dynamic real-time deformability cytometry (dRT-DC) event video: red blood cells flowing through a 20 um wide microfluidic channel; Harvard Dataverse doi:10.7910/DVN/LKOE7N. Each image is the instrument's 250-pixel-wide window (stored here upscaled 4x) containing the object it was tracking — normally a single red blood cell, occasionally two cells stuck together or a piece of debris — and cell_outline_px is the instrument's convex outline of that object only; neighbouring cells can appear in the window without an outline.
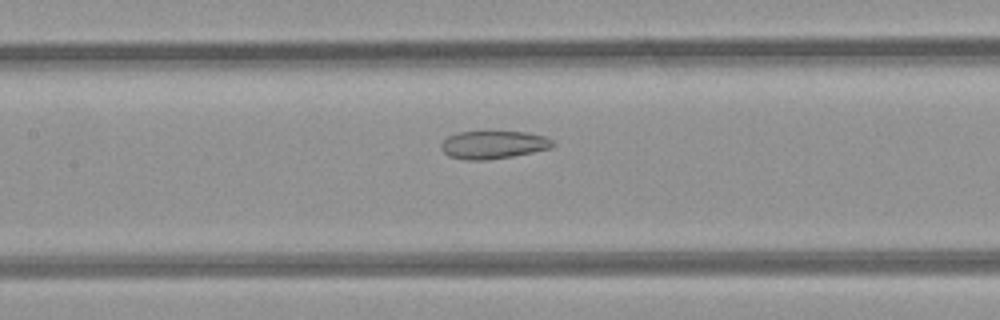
{"species": "common noctule bat (a hibernating species)", "species_latin": "Nyctalus noctula", "temperature_condition": "room temperature", "stored_images_in_passage": 28, "camera_frame_rate_fps": 3000, "um_per_image_px": 0.085, "animal": {"sex": "female", "body_mass_g": 21.9}, "frame": {"image": 1, "passage_image": 9, "time_ms": 2.667, "image_size_px": [1000, 320], "cell_outline_px": [[556, 144], [552, 148], [512, 156], [484, 160], [468, 160], [448, 156], [440, 148], [440, 144], [448, 136], [460, 132], [524, 132], [544, 136], [552, 140]], "centroid_in_image_um": [41.93, 12.31], "position_along_channel_um": 165.5, "area_um2": 18.03}}
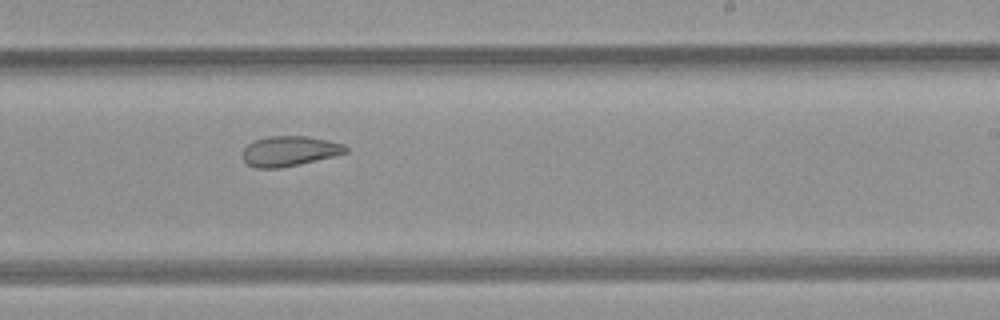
{"frame": {"image": 2, "passage_image": 16, "time_ms": 5.0, "image_size_px": [1000, 320], "cell_outline_px": [[348, 152], [300, 164], [280, 168], [256, 168], [248, 164], [240, 156], [244, 148], [248, 144], [256, 140], [268, 136], [304, 136], [344, 144], [348, 148]], "centroid_in_image_um": [24.56, 12.85], "position_along_channel_um": 264.4, "area_um2": 17.92}}
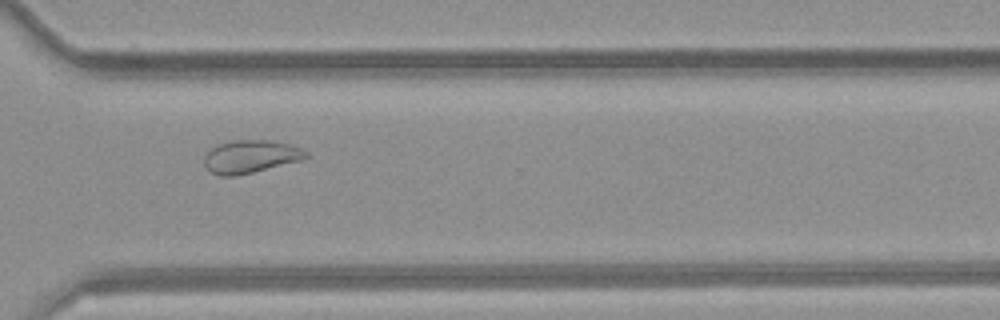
{"frame": {"image": 3, "passage_image": 22, "time_ms": 7.0, "image_size_px": [1000, 320], "cell_outline_px": [[308, 156], [300, 160], [236, 176], [220, 176], [208, 172], [204, 164], [204, 156], [216, 144], [232, 140], [272, 140], [288, 144], [300, 148], [308, 152]], "centroid_in_image_um": [21.24, 13.31], "position_along_channel_um": 349.4, "area_um2": 19.48}, "authors_computed_cell_mechanics": {"area_um2": 18.9006, "velocity_mm_per_s": 4.2581, "shape_relaxation_time_tau1_ms": null, "shape_relaxation_time_tau2_ms": 2.0665, "deformation_change_tau1": null, "deformation_change_tau2": 0.0831}}